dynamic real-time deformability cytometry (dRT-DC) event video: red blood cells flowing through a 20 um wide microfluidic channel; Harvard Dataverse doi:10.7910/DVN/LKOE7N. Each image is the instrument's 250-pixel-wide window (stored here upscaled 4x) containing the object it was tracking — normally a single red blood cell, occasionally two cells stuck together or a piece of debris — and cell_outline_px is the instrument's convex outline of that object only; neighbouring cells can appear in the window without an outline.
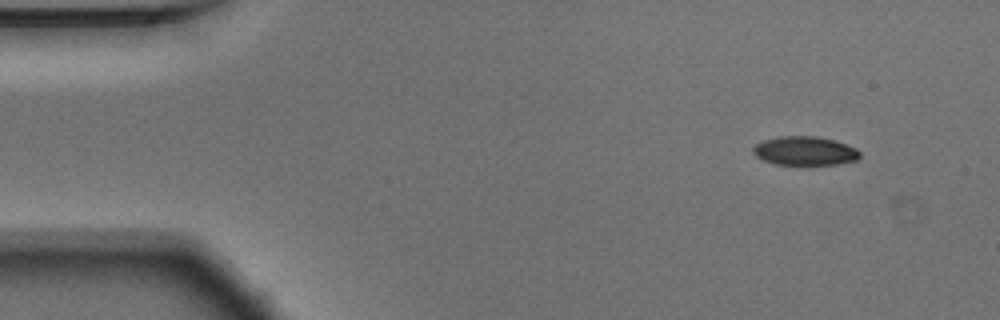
{"species": "Egyptian fruit bat (a non-hibernating species)", "species_latin": "Rousettus aegyptiacus", "temperature_condition": "warm", "stored_images_in_passage": 49, "camera_frame_rate_fps": 3000, "um_per_image_px": 0.085, "animal": {"sex": "male"}, "frame": {"image": 1, "passage_image": 1, "time_ms": 0.0, "image_size_px": [1000, 320], "cell_outline_px": [[860, 156], [856, 160], [836, 164], [776, 164], [764, 160], [756, 156], [752, 152], [752, 148], [756, 144], [764, 140], [776, 136], [816, 136], [832, 140], [856, 148], [860, 152]], "centroid_in_image_um": [68.38, 12.82], "position_along_channel_um": 16.6, "area_um2": 17.74}}
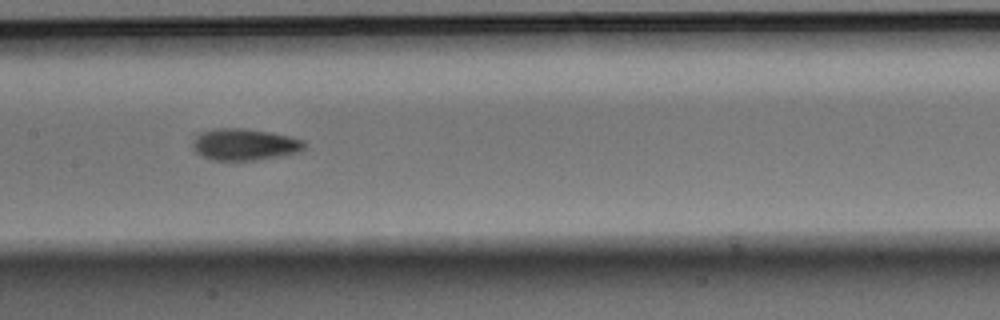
{"frame": {"image": 2, "passage_image": 22, "time_ms": 7.0, "image_size_px": [1000, 320], "cell_outline_px": [[304, 148], [300, 152], [280, 156], [256, 160], [212, 160], [200, 156], [192, 148], [192, 144], [196, 136], [200, 132], [220, 128], [244, 128], [268, 132], [288, 136], [304, 140]], "centroid_in_image_um": [20.76, 12.29], "position_along_channel_um": 186.6, "area_um2": 20.58}}
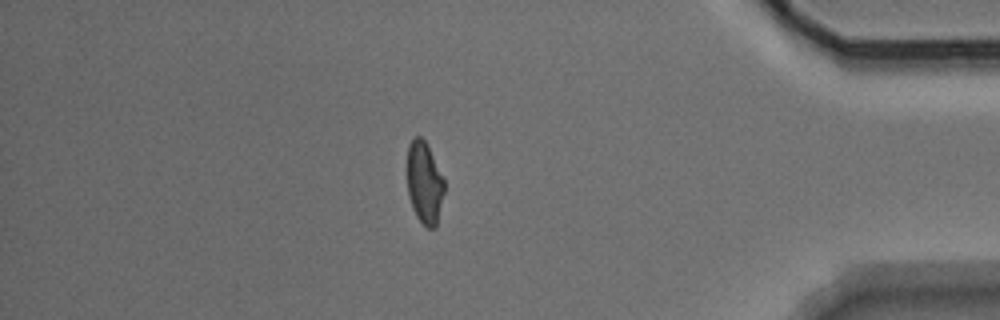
{"frame": {"image": 3, "passage_image": 42, "time_ms": 13.667, "image_size_px": [1000, 320], "cell_outline_px": [[444, 192], [436, 228], [428, 228], [416, 216], [412, 208], [408, 196], [404, 168], [408, 144], [416, 136], [420, 136], [424, 140], [444, 180]], "centroid_in_image_um": [36.01, 15.53], "position_along_channel_um": 399.2, "area_um2": 18.15}, "authors_computed_cell_mechanics": {"area_um2": 19.363, "velocity_mm_per_s": 3.7624, "shape_relaxation_time_tau1_ms": 6.3146, "shape_relaxation_time_tau2_ms": 2.6287, "deformation_change_tau1": 0.1958, "deformation_change_tau2": 0.083}}